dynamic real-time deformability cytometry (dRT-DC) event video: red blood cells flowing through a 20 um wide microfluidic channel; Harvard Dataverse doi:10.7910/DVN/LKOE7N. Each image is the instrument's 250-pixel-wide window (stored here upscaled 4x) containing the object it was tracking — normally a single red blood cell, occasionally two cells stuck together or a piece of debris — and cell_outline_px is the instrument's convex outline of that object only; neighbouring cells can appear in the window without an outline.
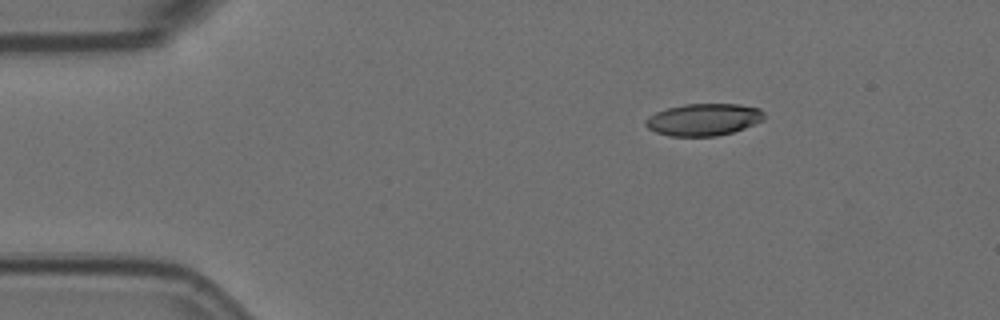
{"species": "Egyptian fruit bat (a non-hibernating species)", "species_latin": "Rousettus aegyptiacus", "temperature_condition": "room temperature", "stored_images_in_passage": 3, "camera_frame_rate_fps": 3000, "um_per_image_px": 0.085, "animal": {"sex": "female"}, "frame": {"image": 1, "passage_image": 3, "time_ms": 0.667, "image_size_px": [1000, 320], "cell_outline_px": [[764, 120], [744, 128], [732, 132], [716, 136], [668, 136], [656, 132], [648, 128], [644, 124], [644, 120], [648, 116], [656, 112], [668, 108], [684, 104], [740, 104], [760, 108], [764, 112]], "centroid_in_image_um": [59.8, 10.16], "position_along_channel_um": 25.2, "area_um2": 22.25}}